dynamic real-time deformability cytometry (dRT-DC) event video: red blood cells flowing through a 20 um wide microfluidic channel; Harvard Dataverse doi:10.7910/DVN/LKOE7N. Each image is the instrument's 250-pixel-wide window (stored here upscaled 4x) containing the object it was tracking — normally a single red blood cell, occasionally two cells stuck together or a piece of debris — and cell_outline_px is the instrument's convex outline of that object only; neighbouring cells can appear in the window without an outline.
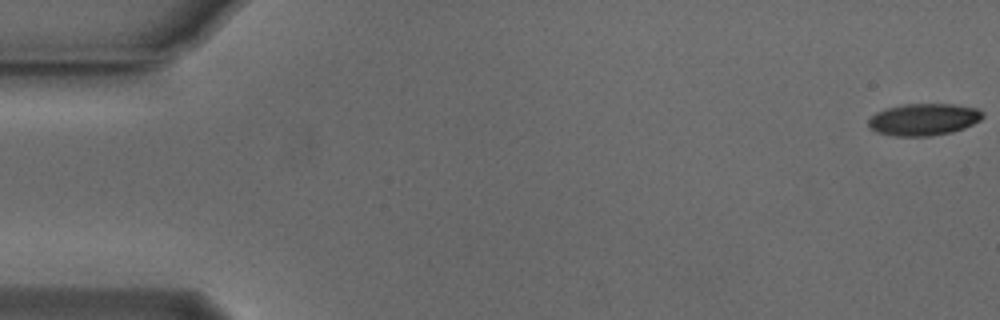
{"species": "Egyptian fruit bat (a non-hibernating species)", "species_latin": "Rousettus aegyptiacus", "temperature_condition": "cold", "stored_images_in_passage": 55, "camera_frame_rate_fps": 3000, "um_per_image_px": 0.085, "animal": {"sex": "male"}, "frame": {"image": 1, "passage_image": 1, "time_ms": 0.0, "image_size_px": [1000, 320], "cell_outline_px": [[984, 116], [980, 120], [964, 128], [952, 132], [932, 136], [896, 136], [876, 132], [868, 124], [868, 120], [876, 112], [888, 108], [904, 104], [952, 104], [976, 108], [984, 112]], "centroid_in_image_um": [78.53, 10.15], "position_along_channel_um": 6.5, "area_um2": 21.21}}
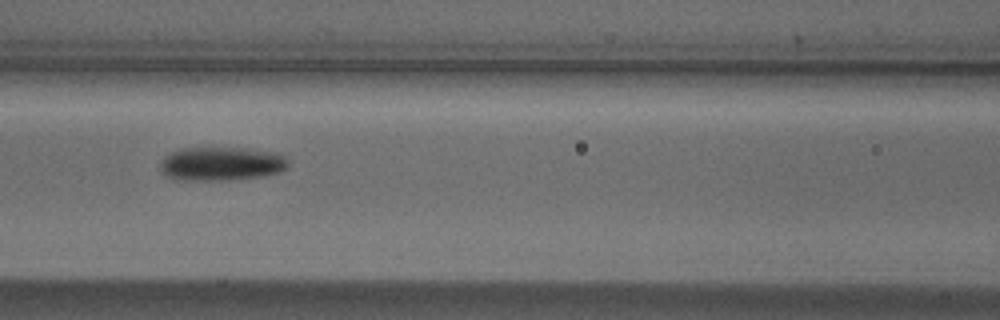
{"frame": {"image": 2, "passage_image": 24, "time_ms": 7.667, "image_size_px": [1000, 320], "cell_outline_px": [[288, 168], [280, 172], [264, 176], [224, 180], [176, 180], [160, 172], [160, 160], [164, 156], [180, 148], [208, 144], [280, 152], [288, 160]], "centroid_in_image_um": [18.79, 13.86], "position_along_channel_um": 147.8, "area_um2": 26.47}}
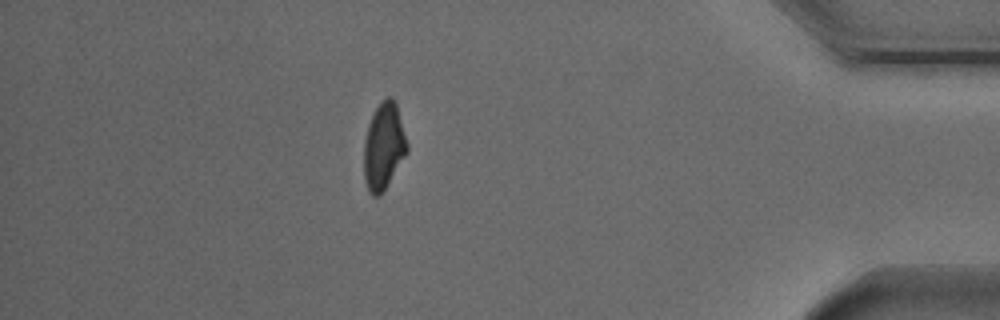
{"frame": {"image": 3, "passage_image": 48, "time_ms": 15.667, "image_size_px": [1000, 320], "cell_outline_px": [[408, 152], [380, 196], [372, 196], [368, 192], [364, 180], [364, 140], [368, 124], [380, 100], [388, 96], [392, 96], [396, 104], [408, 144]], "centroid_in_image_um": [32.61, 12.44], "position_along_channel_um": 402.6, "area_um2": 21.91}, "authors_computed_cell_mechanics": {"area_um2": 22.542, "velocity_mm_per_s": 3.7669, "shape_relaxation_time_tau1_ms": 3.291, "shape_relaxation_time_tau2_ms": null, "deformation_change_tau1": 0.1302, "deformation_change_tau2": null}}